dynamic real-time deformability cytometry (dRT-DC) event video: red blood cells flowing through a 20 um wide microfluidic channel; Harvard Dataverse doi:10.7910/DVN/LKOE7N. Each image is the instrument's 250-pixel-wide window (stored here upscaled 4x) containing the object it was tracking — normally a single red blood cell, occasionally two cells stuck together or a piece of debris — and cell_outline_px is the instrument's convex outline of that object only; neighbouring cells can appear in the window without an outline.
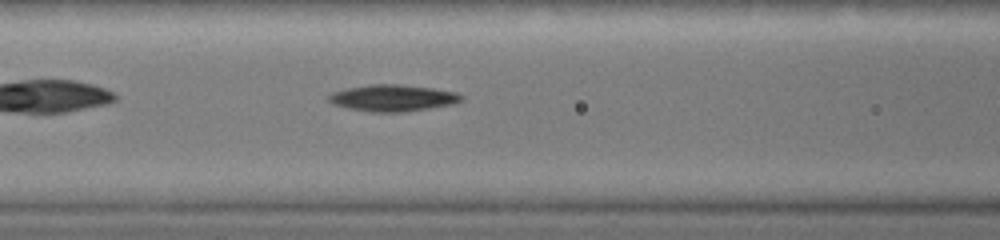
{"species": "common noctule bat (a hibernating species)", "species_latin": "Nyctalus noctula", "temperature_condition": "warm", "stored_images_in_passage": 35, "camera_frame_rate_fps": 3000, "um_per_image_px": 0.085, "animal": {"sex": "female", "body_mass_g": 19.0, "forearm_length_mm": 51.5}, "frame": {"image": 1, "passage_image": 6, "time_ms": 1.333, "image_size_px": [1000, 240], "cell_outline_px": [[464, 100], [452, 104], [428, 108], [400, 112], [372, 112], [348, 108], [336, 104], [328, 100], [324, 96], [332, 92], [348, 88], [368, 84], [400, 84], [432, 88], [456, 92], [464, 96]], "centroid_in_image_um": [33.38, 8.32], "position_along_channel_um": 133.2, "area_um2": 20.52}}
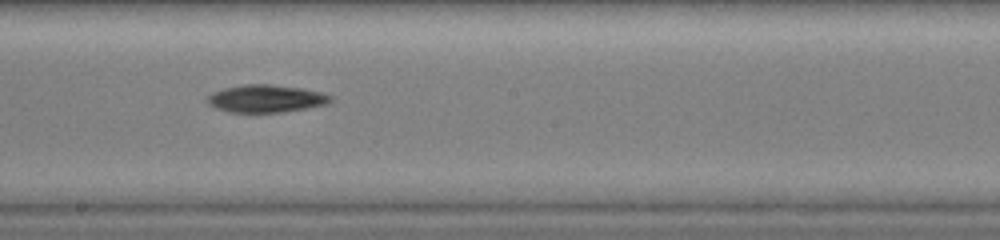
{"frame": {"image": 2, "passage_image": 14, "time_ms": 3.0, "image_size_px": [1000, 240], "cell_outline_px": [[332, 100], [328, 104], [308, 108], [284, 112], [228, 112], [216, 108], [208, 104], [208, 96], [212, 92], [224, 88], [244, 84], [268, 84], [304, 88], [320, 92], [332, 96]], "centroid_in_image_um": [22.63, 8.38], "position_along_channel_um": 225.6, "area_um2": 19.88}}
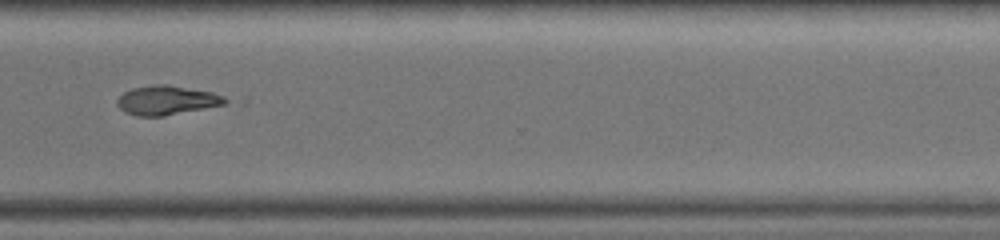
{"frame": {"image": 3, "passage_image": 25, "time_ms": 5.333, "image_size_px": [1000, 240], "cell_outline_px": [[228, 100], [224, 104], [160, 116], [136, 116], [120, 108], [116, 104], [116, 100], [124, 92], [132, 88], [156, 84], [164, 84], [212, 92], [224, 96]], "centroid_in_image_um": [14.13, 8.51], "position_along_channel_um": 356.5, "area_um2": 17.92}}